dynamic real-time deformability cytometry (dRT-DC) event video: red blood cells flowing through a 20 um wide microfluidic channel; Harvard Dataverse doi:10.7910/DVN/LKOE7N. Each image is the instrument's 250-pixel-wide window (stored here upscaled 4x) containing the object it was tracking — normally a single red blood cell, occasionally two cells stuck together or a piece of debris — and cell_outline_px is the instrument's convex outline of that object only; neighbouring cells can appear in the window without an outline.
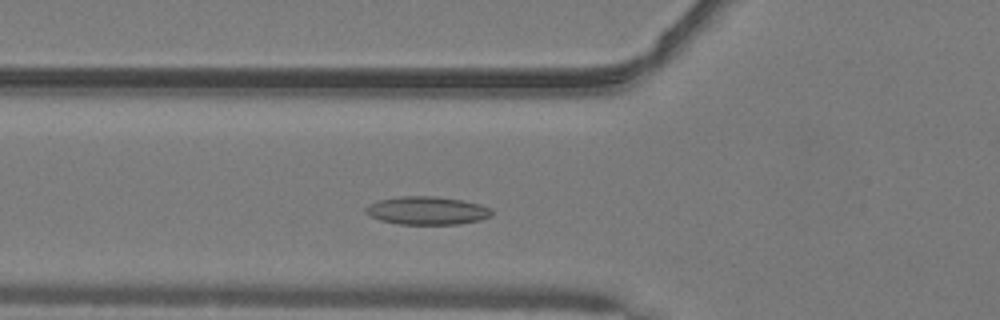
{"species": "common noctule bat (a hibernating species)", "species_latin": "Nyctalus noctula", "temperature_condition": "warm", "stored_images_in_passage": 32, "camera_frame_rate_fps": 3000, "um_per_image_px": 0.085, "animal": {"sex": "male", "body_mass_g": 19.2, "forearm_length_mm": 51.8}, "frame": {"image": 1, "passage_image": 8, "time_ms": 2.333, "image_size_px": [1000, 320], "cell_outline_px": [[492, 216], [480, 220], [456, 224], [396, 224], [380, 220], [368, 216], [364, 212], [364, 208], [368, 204], [380, 200], [400, 196], [432, 196], [460, 200], [480, 204], [492, 208]], "centroid_in_image_um": [36.26, 17.9], "position_along_channel_um": 89.5, "area_um2": 20.75}}
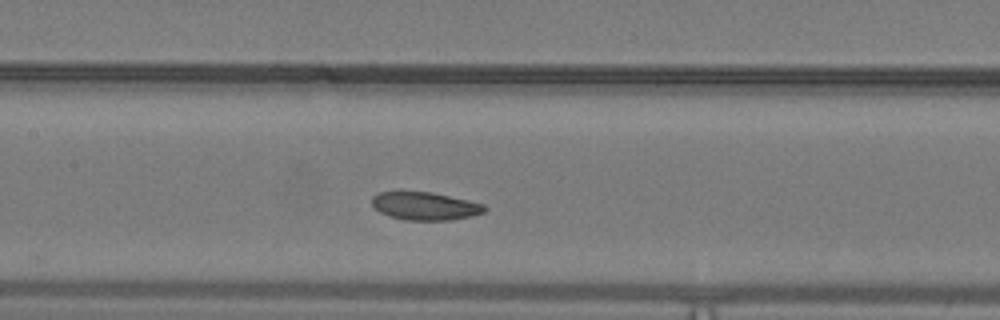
{"frame": {"image": 2, "passage_image": 14, "time_ms": 4.333, "image_size_px": [1000, 320], "cell_outline_px": [[488, 208], [484, 212], [472, 216], [452, 220], [404, 220], [388, 216], [380, 212], [372, 204], [372, 196], [380, 192], [432, 192], [468, 200], [484, 204]], "centroid_in_image_um": [36.15, 17.52], "position_along_channel_um": 171.3, "area_um2": 18.38}}
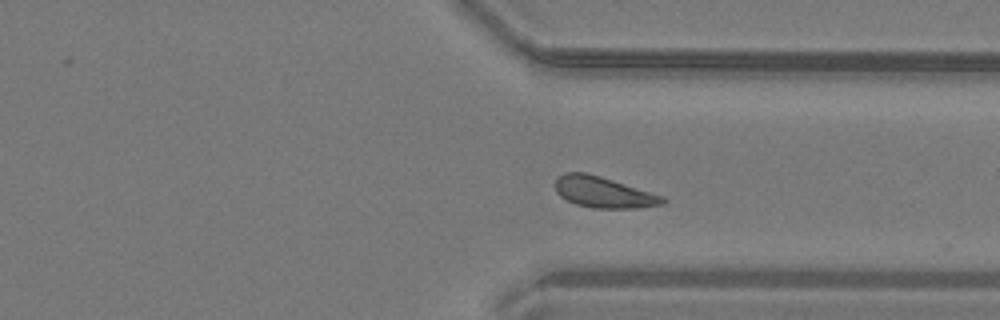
{"frame": {"image": 3, "passage_image": 28, "time_ms": 9.0, "image_size_px": [1000, 320], "cell_outline_px": [[668, 200], [664, 204], [636, 208], [592, 208], [576, 204], [560, 196], [556, 192], [556, 180], [564, 172], [584, 172], [600, 176], [664, 196]], "centroid_in_image_um": [51.32, 16.35], "position_along_channel_um": 360.1, "area_um2": 19.31}, "authors_computed_cell_mechanics": {"area_um2": 19.1318, "velocity_mm_per_s": 4.0551, "shape_relaxation_time_tau1_ms": 3.266, "shape_relaxation_time_tau2_ms": 10.8366, "deformation_change_tau1": 0.0752, "deformation_change_tau2": 0.1933}}